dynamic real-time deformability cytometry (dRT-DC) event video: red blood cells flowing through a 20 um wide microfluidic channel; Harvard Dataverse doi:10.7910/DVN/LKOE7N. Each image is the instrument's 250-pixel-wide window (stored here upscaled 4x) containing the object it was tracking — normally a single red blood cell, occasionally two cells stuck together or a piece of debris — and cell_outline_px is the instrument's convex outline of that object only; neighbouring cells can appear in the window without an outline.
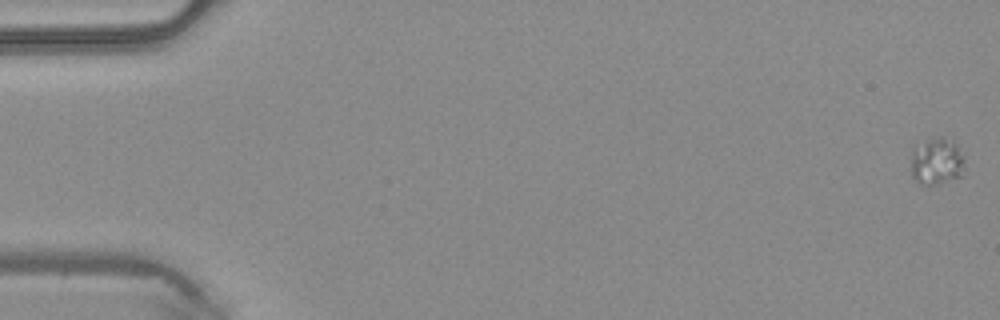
{"species": "common noctule bat (a hibernating species)", "species_latin": "Nyctalus noctula", "temperature_condition": "warm", "stored_images_in_passage": 12, "camera_frame_rate_fps": 3000, "um_per_image_px": 0.085, "animal": {"sex": "male", "body_mass_g": 20.4}, "frame": {"image": 1, "passage_image": 1, "time_ms": 0.0, "image_size_px": [1000, 320], "cell_outline_px": [[964, 168], [960, 176], [936, 184], [920, 184], [912, 176], [912, 144], [944, 136], [956, 144], [964, 156]], "centroid_in_image_um": [79.6, 13.68], "position_along_channel_um": 5.4, "area_um2": 14.68}}